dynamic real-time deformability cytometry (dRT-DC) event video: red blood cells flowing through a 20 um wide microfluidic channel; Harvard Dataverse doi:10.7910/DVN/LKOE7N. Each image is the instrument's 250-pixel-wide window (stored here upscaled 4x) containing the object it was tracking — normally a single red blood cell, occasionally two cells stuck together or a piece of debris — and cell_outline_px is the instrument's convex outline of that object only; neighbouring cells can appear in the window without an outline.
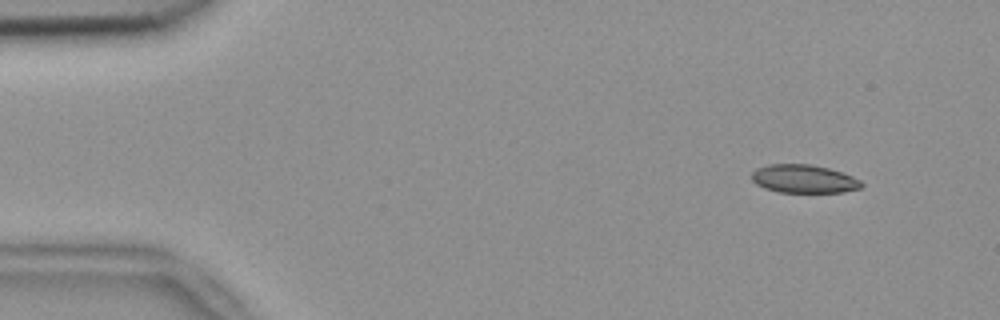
{"species": "common noctule bat (a hibernating species)", "species_latin": "Nyctalus noctula", "temperature_condition": "room temperature", "stored_images_in_passage": 10, "camera_frame_rate_fps": 3000, "um_per_image_px": 0.085, "animal": {"sex": "female", "body_mass_g": 18.4}, "frame": {"image": 1, "passage_image": 5, "time_ms": 1.333, "image_size_px": [1000, 320], "cell_outline_px": [[864, 184], [860, 188], [844, 192], [780, 192], [764, 188], [756, 184], [752, 180], [752, 172], [756, 168], [768, 164], [808, 164], [828, 168], [852, 176], [860, 180]], "centroid_in_image_um": [68.31, 15.2], "position_along_channel_um": 16.7, "area_um2": 18.03}}